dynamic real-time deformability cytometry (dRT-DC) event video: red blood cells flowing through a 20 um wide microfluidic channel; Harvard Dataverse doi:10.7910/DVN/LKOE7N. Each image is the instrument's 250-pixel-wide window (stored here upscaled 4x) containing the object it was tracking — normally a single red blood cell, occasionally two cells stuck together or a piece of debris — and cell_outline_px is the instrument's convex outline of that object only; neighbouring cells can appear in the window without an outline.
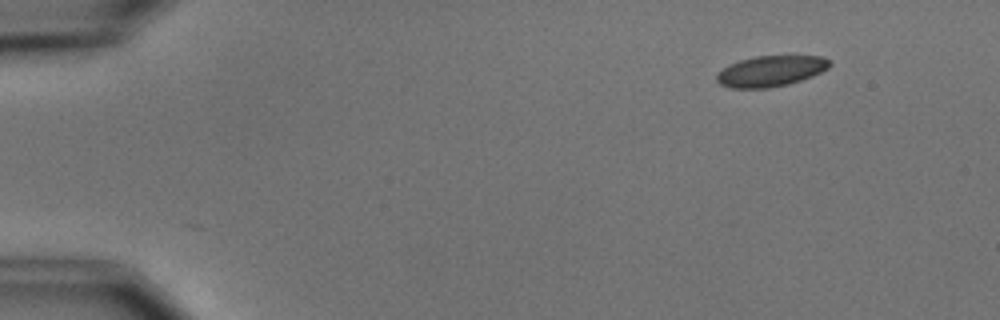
{"species": "common noctule bat (a hibernating species)", "species_latin": "Nyctalus noctula", "temperature_condition": "cold", "stored_images_in_passage": 9, "camera_frame_rate_fps": 3000, "um_per_image_px": 0.085, "animal": {"sex": "male", "body_mass_g": 15.6}, "frame": {"image": 1, "passage_image": 1, "time_ms": 0.0, "image_size_px": [1000, 320], "cell_outline_px": [[832, 64], [828, 68], [812, 76], [788, 84], [768, 88], [732, 88], [720, 84], [716, 80], [716, 72], [728, 64], [740, 60], [756, 56], [788, 52], [792, 52], [824, 56], [832, 60]], "centroid_in_image_um": [65.59, 5.97], "position_along_channel_um": 19.4, "area_um2": 21.44}}
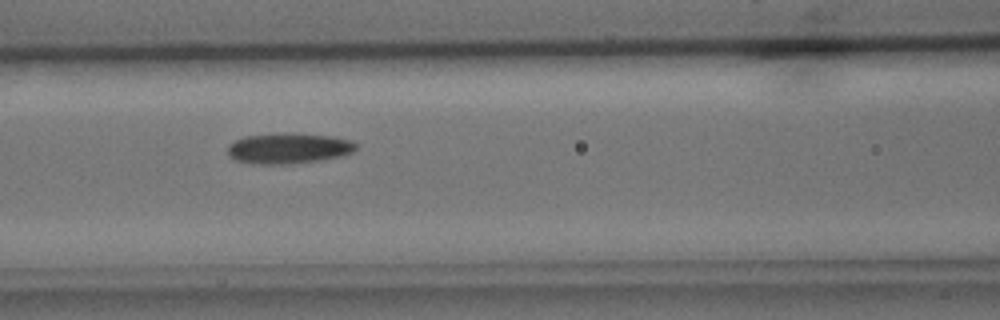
{"frame": {"image": 2, "passage_image": 6, "time_ms": 6.0, "image_size_px": [1000, 320], "cell_outline_px": [[356, 148], [352, 152], [340, 156], [320, 160], [288, 164], [252, 164], [236, 160], [228, 152], [228, 144], [244, 136], [332, 136], [352, 140], [356, 144]], "centroid_in_image_um": [24.53, 12.66], "position_along_channel_um": 142.1, "area_um2": 21.68}}
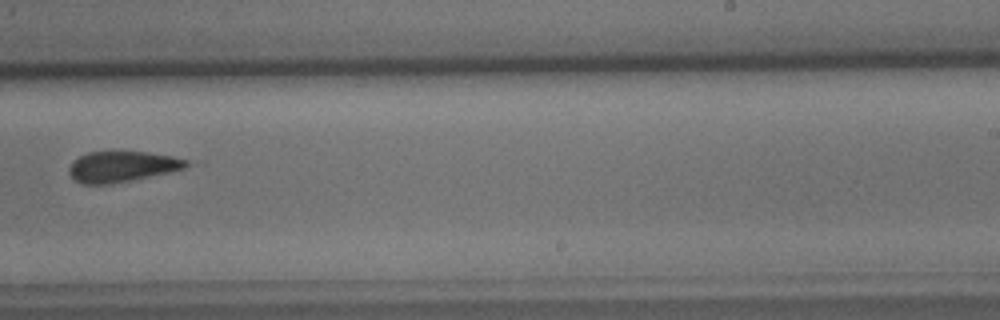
{"frame": {"image": 3, "passage_image": 9, "time_ms": 9.667, "image_size_px": [1000, 320], "cell_outline_px": [[192, 164], [184, 168], [168, 172], [132, 180], [112, 184], [80, 184], [68, 172], [68, 168], [72, 160], [88, 152], [144, 152], [172, 156], [188, 160]], "centroid_in_image_um": [10.35, 14.16], "position_along_channel_um": 278.7, "area_um2": 20.92}}